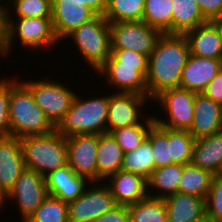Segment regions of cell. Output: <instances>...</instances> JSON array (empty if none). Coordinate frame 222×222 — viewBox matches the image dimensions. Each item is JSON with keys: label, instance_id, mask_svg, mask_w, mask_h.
Masks as SVG:
<instances>
[{"label": "cell", "instance_id": "1", "mask_svg": "<svg viewBox=\"0 0 222 222\" xmlns=\"http://www.w3.org/2000/svg\"><path fill=\"white\" fill-rule=\"evenodd\" d=\"M190 55L184 34H162L148 57L147 96L152 101L161 92L179 88L182 71Z\"/></svg>", "mask_w": 222, "mask_h": 222}, {"label": "cell", "instance_id": "2", "mask_svg": "<svg viewBox=\"0 0 222 222\" xmlns=\"http://www.w3.org/2000/svg\"><path fill=\"white\" fill-rule=\"evenodd\" d=\"M148 57L128 49H111V55L94 73L105 77V86L114 92L147 96Z\"/></svg>", "mask_w": 222, "mask_h": 222}, {"label": "cell", "instance_id": "3", "mask_svg": "<svg viewBox=\"0 0 222 222\" xmlns=\"http://www.w3.org/2000/svg\"><path fill=\"white\" fill-rule=\"evenodd\" d=\"M9 120L11 136L22 138L55 130L42 109L36 104L29 87L13 75L10 77Z\"/></svg>", "mask_w": 222, "mask_h": 222}, {"label": "cell", "instance_id": "4", "mask_svg": "<svg viewBox=\"0 0 222 222\" xmlns=\"http://www.w3.org/2000/svg\"><path fill=\"white\" fill-rule=\"evenodd\" d=\"M108 93L110 92L108 91L107 95L105 93L99 95V97L93 92L89 93V96L76 93L71 108L55 127L56 131L66 137L75 134L107 133Z\"/></svg>", "mask_w": 222, "mask_h": 222}, {"label": "cell", "instance_id": "5", "mask_svg": "<svg viewBox=\"0 0 222 222\" xmlns=\"http://www.w3.org/2000/svg\"><path fill=\"white\" fill-rule=\"evenodd\" d=\"M8 37L1 53V58L5 57V61L15 45L19 44L24 51L28 49L33 54L44 50L46 53L59 47V40L57 39L51 18L39 17H8ZM15 44V45H14ZM14 45V46H13ZM13 47V48H12ZM38 49V50H37ZM36 50V51H35Z\"/></svg>", "mask_w": 222, "mask_h": 222}, {"label": "cell", "instance_id": "6", "mask_svg": "<svg viewBox=\"0 0 222 222\" xmlns=\"http://www.w3.org/2000/svg\"><path fill=\"white\" fill-rule=\"evenodd\" d=\"M25 166L42 176L68 164L67 137L56 129L20 138Z\"/></svg>", "mask_w": 222, "mask_h": 222}, {"label": "cell", "instance_id": "7", "mask_svg": "<svg viewBox=\"0 0 222 222\" xmlns=\"http://www.w3.org/2000/svg\"><path fill=\"white\" fill-rule=\"evenodd\" d=\"M66 40H68V44H72V47L76 48V50L73 49L75 52L78 50V58L80 56L85 61L84 64L88 65L91 72L94 70L95 73L111 55L110 25L104 15H96L82 24L64 41L66 42Z\"/></svg>", "mask_w": 222, "mask_h": 222}, {"label": "cell", "instance_id": "8", "mask_svg": "<svg viewBox=\"0 0 222 222\" xmlns=\"http://www.w3.org/2000/svg\"><path fill=\"white\" fill-rule=\"evenodd\" d=\"M22 81L29 87L36 104L56 127L71 108L76 90L74 89L73 92L70 89L72 87H68L69 81L65 83L62 80L52 79L50 76L47 78L42 76L39 80L35 78L31 80L29 77Z\"/></svg>", "mask_w": 222, "mask_h": 222}, {"label": "cell", "instance_id": "9", "mask_svg": "<svg viewBox=\"0 0 222 222\" xmlns=\"http://www.w3.org/2000/svg\"><path fill=\"white\" fill-rule=\"evenodd\" d=\"M195 94L182 88L161 92L152 100L162 111L157 110L155 116L153 115L155 122L165 128L189 131L193 121ZM162 117L165 118L162 119Z\"/></svg>", "mask_w": 222, "mask_h": 222}, {"label": "cell", "instance_id": "10", "mask_svg": "<svg viewBox=\"0 0 222 222\" xmlns=\"http://www.w3.org/2000/svg\"><path fill=\"white\" fill-rule=\"evenodd\" d=\"M111 49H128L146 55L153 52L162 33L143 21L109 23Z\"/></svg>", "mask_w": 222, "mask_h": 222}, {"label": "cell", "instance_id": "11", "mask_svg": "<svg viewBox=\"0 0 222 222\" xmlns=\"http://www.w3.org/2000/svg\"><path fill=\"white\" fill-rule=\"evenodd\" d=\"M115 206L114 197L104 182H90L77 199L68 203V219L69 222H92Z\"/></svg>", "mask_w": 222, "mask_h": 222}, {"label": "cell", "instance_id": "12", "mask_svg": "<svg viewBox=\"0 0 222 222\" xmlns=\"http://www.w3.org/2000/svg\"><path fill=\"white\" fill-rule=\"evenodd\" d=\"M48 196L45 177L25 168L14 187L7 193V201L16 204L22 222H25ZM15 202V203H14Z\"/></svg>", "mask_w": 222, "mask_h": 222}, {"label": "cell", "instance_id": "13", "mask_svg": "<svg viewBox=\"0 0 222 222\" xmlns=\"http://www.w3.org/2000/svg\"><path fill=\"white\" fill-rule=\"evenodd\" d=\"M110 94L107 133L121 127L137 125L147 116V114L145 115L144 112H146L151 106L149 105L151 100L148 98V96L139 95L136 93H111V91ZM146 108L147 110H145Z\"/></svg>", "mask_w": 222, "mask_h": 222}, {"label": "cell", "instance_id": "14", "mask_svg": "<svg viewBox=\"0 0 222 222\" xmlns=\"http://www.w3.org/2000/svg\"><path fill=\"white\" fill-rule=\"evenodd\" d=\"M98 135L75 134L67 136V159L70 168L89 182H97Z\"/></svg>", "mask_w": 222, "mask_h": 222}, {"label": "cell", "instance_id": "15", "mask_svg": "<svg viewBox=\"0 0 222 222\" xmlns=\"http://www.w3.org/2000/svg\"><path fill=\"white\" fill-rule=\"evenodd\" d=\"M97 14L80 0H52L51 19L55 35L60 43L82 24Z\"/></svg>", "mask_w": 222, "mask_h": 222}, {"label": "cell", "instance_id": "16", "mask_svg": "<svg viewBox=\"0 0 222 222\" xmlns=\"http://www.w3.org/2000/svg\"><path fill=\"white\" fill-rule=\"evenodd\" d=\"M104 183L110 189L116 205L129 206L148 196L147 180L131 172L120 170Z\"/></svg>", "mask_w": 222, "mask_h": 222}, {"label": "cell", "instance_id": "17", "mask_svg": "<svg viewBox=\"0 0 222 222\" xmlns=\"http://www.w3.org/2000/svg\"><path fill=\"white\" fill-rule=\"evenodd\" d=\"M222 131V105L203 93L195 94L193 121L189 132L195 139Z\"/></svg>", "mask_w": 222, "mask_h": 222}, {"label": "cell", "instance_id": "18", "mask_svg": "<svg viewBox=\"0 0 222 222\" xmlns=\"http://www.w3.org/2000/svg\"><path fill=\"white\" fill-rule=\"evenodd\" d=\"M221 68V59L202 58L190 54L182 71L179 88L203 93Z\"/></svg>", "mask_w": 222, "mask_h": 222}, {"label": "cell", "instance_id": "19", "mask_svg": "<svg viewBox=\"0 0 222 222\" xmlns=\"http://www.w3.org/2000/svg\"><path fill=\"white\" fill-rule=\"evenodd\" d=\"M25 168L20 138H0V185L6 193L14 187Z\"/></svg>", "mask_w": 222, "mask_h": 222}, {"label": "cell", "instance_id": "20", "mask_svg": "<svg viewBox=\"0 0 222 222\" xmlns=\"http://www.w3.org/2000/svg\"><path fill=\"white\" fill-rule=\"evenodd\" d=\"M45 182L48 195L66 203L77 199L90 184L86 178L78 176L68 164L45 176Z\"/></svg>", "mask_w": 222, "mask_h": 222}, {"label": "cell", "instance_id": "21", "mask_svg": "<svg viewBox=\"0 0 222 222\" xmlns=\"http://www.w3.org/2000/svg\"><path fill=\"white\" fill-rule=\"evenodd\" d=\"M188 40L190 54L222 60V45L214 25L207 21L184 34Z\"/></svg>", "mask_w": 222, "mask_h": 222}, {"label": "cell", "instance_id": "22", "mask_svg": "<svg viewBox=\"0 0 222 222\" xmlns=\"http://www.w3.org/2000/svg\"><path fill=\"white\" fill-rule=\"evenodd\" d=\"M191 163L214 175L222 173V131L195 140Z\"/></svg>", "mask_w": 222, "mask_h": 222}, {"label": "cell", "instance_id": "23", "mask_svg": "<svg viewBox=\"0 0 222 222\" xmlns=\"http://www.w3.org/2000/svg\"><path fill=\"white\" fill-rule=\"evenodd\" d=\"M168 222H192L206 213L205 199L176 192L163 199Z\"/></svg>", "mask_w": 222, "mask_h": 222}, {"label": "cell", "instance_id": "24", "mask_svg": "<svg viewBox=\"0 0 222 222\" xmlns=\"http://www.w3.org/2000/svg\"><path fill=\"white\" fill-rule=\"evenodd\" d=\"M124 154L110 133L98 135L97 182H104L109 176L121 170Z\"/></svg>", "mask_w": 222, "mask_h": 222}, {"label": "cell", "instance_id": "25", "mask_svg": "<svg viewBox=\"0 0 222 222\" xmlns=\"http://www.w3.org/2000/svg\"><path fill=\"white\" fill-rule=\"evenodd\" d=\"M183 167L184 165L182 164L174 163L154 169L151 177L147 181L148 196L164 199L178 192Z\"/></svg>", "mask_w": 222, "mask_h": 222}, {"label": "cell", "instance_id": "26", "mask_svg": "<svg viewBox=\"0 0 222 222\" xmlns=\"http://www.w3.org/2000/svg\"><path fill=\"white\" fill-rule=\"evenodd\" d=\"M205 22L196 0H172V34H185Z\"/></svg>", "mask_w": 222, "mask_h": 222}, {"label": "cell", "instance_id": "27", "mask_svg": "<svg viewBox=\"0 0 222 222\" xmlns=\"http://www.w3.org/2000/svg\"><path fill=\"white\" fill-rule=\"evenodd\" d=\"M214 174L192 163L185 164L180 178L178 192L206 198Z\"/></svg>", "mask_w": 222, "mask_h": 222}, {"label": "cell", "instance_id": "28", "mask_svg": "<svg viewBox=\"0 0 222 222\" xmlns=\"http://www.w3.org/2000/svg\"><path fill=\"white\" fill-rule=\"evenodd\" d=\"M155 169V161L150 141L146 138L140 146L123 156L121 170L144 177L147 181Z\"/></svg>", "mask_w": 222, "mask_h": 222}, {"label": "cell", "instance_id": "29", "mask_svg": "<svg viewBox=\"0 0 222 222\" xmlns=\"http://www.w3.org/2000/svg\"><path fill=\"white\" fill-rule=\"evenodd\" d=\"M153 114L154 112L150 115L148 111L147 116L139 124L121 127L110 132L124 153L134 150L147 138L150 127L155 123Z\"/></svg>", "mask_w": 222, "mask_h": 222}, {"label": "cell", "instance_id": "30", "mask_svg": "<svg viewBox=\"0 0 222 222\" xmlns=\"http://www.w3.org/2000/svg\"><path fill=\"white\" fill-rule=\"evenodd\" d=\"M142 21L162 34H172V0H145Z\"/></svg>", "mask_w": 222, "mask_h": 222}, {"label": "cell", "instance_id": "31", "mask_svg": "<svg viewBox=\"0 0 222 222\" xmlns=\"http://www.w3.org/2000/svg\"><path fill=\"white\" fill-rule=\"evenodd\" d=\"M131 222H165L166 206L163 198H146L127 206Z\"/></svg>", "mask_w": 222, "mask_h": 222}, {"label": "cell", "instance_id": "32", "mask_svg": "<svg viewBox=\"0 0 222 222\" xmlns=\"http://www.w3.org/2000/svg\"><path fill=\"white\" fill-rule=\"evenodd\" d=\"M145 0H109L104 13L109 23L142 21Z\"/></svg>", "mask_w": 222, "mask_h": 222}, {"label": "cell", "instance_id": "33", "mask_svg": "<svg viewBox=\"0 0 222 222\" xmlns=\"http://www.w3.org/2000/svg\"><path fill=\"white\" fill-rule=\"evenodd\" d=\"M195 140L189 131L168 128V144H170L172 162L182 165L191 163Z\"/></svg>", "mask_w": 222, "mask_h": 222}, {"label": "cell", "instance_id": "34", "mask_svg": "<svg viewBox=\"0 0 222 222\" xmlns=\"http://www.w3.org/2000/svg\"><path fill=\"white\" fill-rule=\"evenodd\" d=\"M25 222H69L68 203L48 195Z\"/></svg>", "mask_w": 222, "mask_h": 222}, {"label": "cell", "instance_id": "35", "mask_svg": "<svg viewBox=\"0 0 222 222\" xmlns=\"http://www.w3.org/2000/svg\"><path fill=\"white\" fill-rule=\"evenodd\" d=\"M147 139L151 143L155 169L174 164L170 157V144H168V128L158 125L156 122L150 127Z\"/></svg>", "mask_w": 222, "mask_h": 222}, {"label": "cell", "instance_id": "36", "mask_svg": "<svg viewBox=\"0 0 222 222\" xmlns=\"http://www.w3.org/2000/svg\"><path fill=\"white\" fill-rule=\"evenodd\" d=\"M52 0H11L8 17L51 18Z\"/></svg>", "mask_w": 222, "mask_h": 222}, {"label": "cell", "instance_id": "37", "mask_svg": "<svg viewBox=\"0 0 222 222\" xmlns=\"http://www.w3.org/2000/svg\"><path fill=\"white\" fill-rule=\"evenodd\" d=\"M205 207L214 222H222V173L214 175L205 198Z\"/></svg>", "mask_w": 222, "mask_h": 222}, {"label": "cell", "instance_id": "38", "mask_svg": "<svg viewBox=\"0 0 222 222\" xmlns=\"http://www.w3.org/2000/svg\"><path fill=\"white\" fill-rule=\"evenodd\" d=\"M10 76L0 78V138L11 136L9 120Z\"/></svg>", "mask_w": 222, "mask_h": 222}, {"label": "cell", "instance_id": "39", "mask_svg": "<svg viewBox=\"0 0 222 222\" xmlns=\"http://www.w3.org/2000/svg\"><path fill=\"white\" fill-rule=\"evenodd\" d=\"M203 17L210 21L222 14V0H196Z\"/></svg>", "mask_w": 222, "mask_h": 222}, {"label": "cell", "instance_id": "40", "mask_svg": "<svg viewBox=\"0 0 222 222\" xmlns=\"http://www.w3.org/2000/svg\"><path fill=\"white\" fill-rule=\"evenodd\" d=\"M92 222H131L130 213L127 206L117 205Z\"/></svg>", "mask_w": 222, "mask_h": 222}, {"label": "cell", "instance_id": "41", "mask_svg": "<svg viewBox=\"0 0 222 222\" xmlns=\"http://www.w3.org/2000/svg\"><path fill=\"white\" fill-rule=\"evenodd\" d=\"M203 94L211 100L222 105V68L217 75L208 83Z\"/></svg>", "mask_w": 222, "mask_h": 222}, {"label": "cell", "instance_id": "42", "mask_svg": "<svg viewBox=\"0 0 222 222\" xmlns=\"http://www.w3.org/2000/svg\"><path fill=\"white\" fill-rule=\"evenodd\" d=\"M8 6L0 2V55L8 37Z\"/></svg>", "mask_w": 222, "mask_h": 222}, {"label": "cell", "instance_id": "43", "mask_svg": "<svg viewBox=\"0 0 222 222\" xmlns=\"http://www.w3.org/2000/svg\"><path fill=\"white\" fill-rule=\"evenodd\" d=\"M85 6L93 10L97 15H104L109 0H80Z\"/></svg>", "mask_w": 222, "mask_h": 222}, {"label": "cell", "instance_id": "44", "mask_svg": "<svg viewBox=\"0 0 222 222\" xmlns=\"http://www.w3.org/2000/svg\"><path fill=\"white\" fill-rule=\"evenodd\" d=\"M210 22L214 25V27L216 28L220 41H221V45H222V17H216L214 19H211Z\"/></svg>", "mask_w": 222, "mask_h": 222}, {"label": "cell", "instance_id": "45", "mask_svg": "<svg viewBox=\"0 0 222 222\" xmlns=\"http://www.w3.org/2000/svg\"><path fill=\"white\" fill-rule=\"evenodd\" d=\"M8 201H7V193L5 192V190L1 187L0 185V209L2 210V207L4 209H6V205H7Z\"/></svg>", "mask_w": 222, "mask_h": 222}, {"label": "cell", "instance_id": "46", "mask_svg": "<svg viewBox=\"0 0 222 222\" xmlns=\"http://www.w3.org/2000/svg\"><path fill=\"white\" fill-rule=\"evenodd\" d=\"M192 222H214V221L211 219V217L207 213H205L201 217L193 220Z\"/></svg>", "mask_w": 222, "mask_h": 222}, {"label": "cell", "instance_id": "47", "mask_svg": "<svg viewBox=\"0 0 222 222\" xmlns=\"http://www.w3.org/2000/svg\"><path fill=\"white\" fill-rule=\"evenodd\" d=\"M0 2L8 6L11 0H0Z\"/></svg>", "mask_w": 222, "mask_h": 222}]
</instances>
